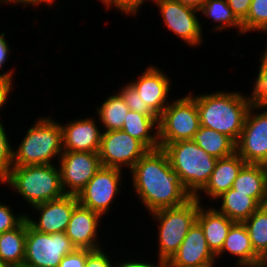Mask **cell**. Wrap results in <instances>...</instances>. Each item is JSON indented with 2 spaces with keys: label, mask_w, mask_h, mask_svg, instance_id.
Here are the masks:
<instances>
[{
  "label": "cell",
  "mask_w": 267,
  "mask_h": 267,
  "mask_svg": "<svg viewBox=\"0 0 267 267\" xmlns=\"http://www.w3.org/2000/svg\"><path fill=\"white\" fill-rule=\"evenodd\" d=\"M131 174L135 192L150 213L181 206L192 198L161 148L141 157L132 167Z\"/></svg>",
  "instance_id": "obj_1"
},
{
  "label": "cell",
  "mask_w": 267,
  "mask_h": 267,
  "mask_svg": "<svg viewBox=\"0 0 267 267\" xmlns=\"http://www.w3.org/2000/svg\"><path fill=\"white\" fill-rule=\"evenodd\" d=\"M191 97L196 101L200 126L223 133L235 143L238 141L252 105L248 97L239 92H218Z\"/></svg>",
  "instance_id": "obj_2"
},
{
  "label": "cell",
  "mask_w": 267,
  "mask_h": 267,
  "mask_svg": "<svg viewBox=\"0 0 267 267\" xmlns=\"http://www.w3.org/2000/svg\"><path fill=\"white\" fill-rule=\"evenodd\" d=\"M159 145L188 193L200 202L198 190L201 191L207 184L218 159L200 148L192 139Z\"/></svg>",
  "instance_id": "obj_3"
},
{
  "label": "cell",
  "mask_w": 267,
  "mask_h": 267,
  "mask_svg": "<svg viewBox=\"0 0 267 267\" xmlns=\"http://www.w3.org/2000/svg\"><path fill=\"white\" fill-rule=\"evenodd\" d=\"M20 193L31 206L62 198L60 169L52 164L12 166L1 181Z\"/></svg>",
  "instance_id": "obj_4"
},
{
  "label": "cell",
  "mask_w": 267,
  "mask_h": 267,
  "mask_svg": "<svg viewBox=\"0 0 267 267\" xmlns=\"http://www.w3.org/2000/svg\"><path fill=\"white\" fill-rule=\"evenodd\" d=\"M50 118H40L32 126L17 151H13V166L52 164L63 153L61 125Z\"/></svg>",
  "instance_id": "obj_5"
},
{
  "label": "cell",
  "mask_w": 267,
  "mask_h": 267,
  "mask_svg": "<svg viewBox=\"0 0 267 267\" xmlns=\"http://www.w3.org/2000/svg\"><path fill=\"white\" fill-rule=\"evenodd\" d=\"M200 202L192 197L178 207L151 212L159 223V259L167 262L178 250L189 229L197 222Z\"/></svg>",
  "instance_id": "obj_6"
},
{
  "label": "cell",
  "mask_w": 267,
  "mask_h": 267,
  "mask_svg": "<svg viewBox=\"0 0 267 267\" xmlns=\"http://www.w3.org/2000/svg\"><path fill=\"white\" fill-rule=\"evenodd\" d=\"M200 119L196 101L190 95L168 105L159 116V144L191 140L199 130Z\"/></svg>",
  "instance_id": "obj_7"
},
{
  "label": "cell",
  "mask_w": 267,
  "mask_h": 267,
  "mask_svg": "<svg viewBox=\"0 0 267 267\" xmlns=\"http://www.w3.org/2000/svg\"><path fill=\"white\" fill-rule=\"evenodd\" d=\"M66 232L41 233L27 221L25 239V267H58L62 258L76 250Z\"/></svg>",
  "instance_id": "obj_8"
},
{
  "label": "cell",
  "mask_w": 267,
  "mask_h": 267,
  "mask_svg": "<svg viewBox=\"0 0 267 267\" xmlns=\"http://www.w3.org/2000/svg\"><path fill=\"white\" fill-rule=\"evenodd\" d=\"M149 150L137 139L122 130L105 131L101 136L99 158L104 167L131 170Z\"/></svg>",
  "instance_id": "obj_9"
},
{
  "label": "cell",
  "mask_w": 267,
  "mask_h": 267,
  "mask_svg": "<svg viewBox=\"0 0 267 267\" xmlns=\"http://www.w3.org/2000/svg\"><path fill=\"white\" fill-rule=\"evenodd\" d=\"M59 156L60 167L57 168L65 195L77 196L102 166L98 153L63 151Z\"/></svg>",
  "instance_id": "obj_10"
},
{
  "label": "cell",
  "mask_w": 267,
  "mask_h": 267,
  "mask_svg": "<svg viewBox=\"0 0 267 267\" xmlns=\"http://www.w3.org/2000/svg\"><path fill=\"white\" fill-rule=\"evenodd\" d=\"M251 105L246 116L244 127L236 145V153L246 162L265 164L267 162V110L253 115Z\"/></svg>",
  "instance_id": "obj_11"
},
{
  "label": "cell",
  "mask_w": 267,
  "mask_h": 267,
  "mask_svg": "<svg viewBox=\"0 0 267 267\" xmlns=\"http://www.w3.org/2000/svg\"><path fill=\"white\" fill-rule=\"evenodd\" d=\"M120 179L121 169L101 166L77 195L79 204L102 216L109 210L114 196L120 191Z\"/></svg>",
  "instance_id": "obj_12"
},
{
  "label": "cell",
  "mask_w": 267,
  "mask_h": 267,
  "mask_svg": "<svg viewBox=\"0 0 267 267\" xmlns=\"http://www.w3.org/2000/svg\"><path fill=\"white\" fill-rule=\"evenodd\" d=\"M168 30L179 36L189 46L202 43V28L197 16V9L183 5L177 0H156ZM195 13V14H194Z\"/></svg>",
  "instance_id": "obj_13"
},
{
  "label": "cell",
  "mask_w": 267,
  "mask_h": 267,
  "mask_svg": "<svg viewBox=\"0 0 267 267\" xmlns=\"http://www.w3.org/2000/svg\"><path fill=\"white\" fill-rule=\"evenodd\" d=\"M169 80L158 68L149 67L139 76L138 81L130 83L143 102V114L152 117L157 123L168 106L166 100L170 89Z\"/></svg>",
  "instance_id": "obj_14"
},
{
  "label": "cell",
  "mask_w": 267,
  "mask_h": 267,
  "mask_svg": "<svg viewBox=\"0 0 267 267\" xmlns=\"http://www.w3.org/2000/svg\"><path fill=\"white\" fill-rule=\"evenodd\" d=\"M79 204L75 195H64L62 198L34 205V209L40 211L38 222L26 216L28 224L38 232L53 234L66 232L71 214Z\"/></svg>",
  "instance_id": "obj_15"
},
{
  "label": "cell",
  "mask_w": 267,
  "mask_h": 267,
  "mask_svg": "<svg viewBox=\"0 0 267 267\" xmlns=\"http://www.w3.org/2000/svg\"><path fill=\"white\" fill-rule=\"evenodd\" d=\"M216 256L209 249L203 229L196 222L166 267H202L214 264Z\"/></svg>",
  "instance_id": "obj_16"
},
{
  "label": "cell",
  "mask_w": 267,
  "mask_h": 267,
  "mask_svg": "<svg viewBox=\"0 0 267 267\" xmlns=\"http://www.w3.org/2000/svg\"><path fill=\"white\" fill-rule=\"evenodd\" d=\"M61 130L64 151L99 152L102 132L93 119L71 121Z\"/></svg>",
  "instance_id": "obj_17"
},
{
  "label": "cell",
  "mask_w": 267,
  "mask_h": 267,
  "mask_svg": "<svg viewBox=\"0 0 267 267\" xmlns=\"http://www.w3.org/2000/svg\"><path fill=\"white\" fill-rule=\"evenodd\" d=\"M101 215L78 204L70 217L66 235L78 249H99L96 242L97 226Z\"/></svg>",
  "instance_id": "obj_18"
},
{
  "label": "cell",
  "mask_w": 267,
  "mask_h": 267,
  "mask_svg": "<svg viewBox=\"0 0 267 267\" xmlns=\"http://www.w3.org/2000/svg\"><path fill=\"white\" fill-rule=\"evenodd\" d=\"M228 251L238 256L237 264L242 267H264L267 265L255 252L252 247L248 230L244 223L235 222L224 241L221 251L216 255Z\"/></svg>",
  "instance_id": "obj_19"
},
{
  "label": "cell",
  "mask_w": 267,
  "mask_h": 267,
  "mask_svg": "<svg viewBox=\"0 0 267 267\" xmlns=\"http://www.w3.org/2000/svg\"><path fill=\"white\" fill-rule=\"evenodd\" d=\"M245 164L246 162L236 152L218 159L207 184L201 191L204 190L211 198L217 199L223 192L232 188L234 180Z\"/></svg>",
  "instance_id": "obj_20"
},
{
  "label": "cell",
  "mask_w": 267,
  "mask_h": 267,
  "mask_svg": "<svg viewBox=\"0 0 267 267\" xmlns=\"http://www.w3.org/2000/svg\"><path fill=\"white\" fill-rule=\"evenodd\" d=\"M197 223L203 229L209 249L216 256L222 249L231 226L235 223L217 209L199 207Z\"/></svg>",
  "instance_id": "obj_21"
},
{
  "label": "cell",
  "mask_w": 267,
  "mask_h": 267,
  "mask_svg": "<svg viewBox=\"0 0 267 267\" xmlns=\"http://www.w3.org/2000/svg\"><path fill=\"white\" fill-rule=\"evenodd\" d=\"M232 188L253 197L261 206H264L267 203V181L264 165L246 163L234 180Z\"/></svg>",
  "instance_id": "obj_22"
},
{
  "label": "cell",
  "mask_w": 267,
  "mask_h": 267,
  "mask_svg": "<svg viewBox=\"0 0 267 267\" xmlns=\"http://www.w3.org/2000/svg\"><path fill=\"white\" fill-rule=\"evenodd\" d=\"M27 219L18 227L0 233V260L11 267H22L25 258Z\"/></svg>",
  "instance_id": "obj_23"
},
{
  "label": "cell",
  "mask_w": 267,
  "mask_h": 267,
  "mask_svg": "<svg viewBox=\"0 0 267 267\" xmlns=\"http://www.w3.org/2000/svg\"><path fill=\"white\" fill-rule=\"evenodd\" d=\"M217 198H222L221 209L217 211L234 222L243 223L261 206L253 197L233 188L223 192Z\"/></svg>",
  "instance_id": "obj_24"
},
{
  "label": "cell",
  "mask_w": 267,
  "mask_h": 267,
  "mask_svg": "<svg viewBox=\"0 0 267 267\" xmlns=\"http://www.w3.org/2000/svg\"><path fill=\"white\" fill-rule=\"evenodd\" d=\"M158 123L150 116L129 110L124 121L122 131L128 133L131 137L139 140L149 151L160 148L158 141V130L151 136L150 131Z\"/></svg>",
  "instance_id": "obj_25"
},
{
  "label": "cell",
  "mask_w": 267,
  "mask_h": 267,
  "mask_svg": "<svg viewBox=\"0 0 267 267\" xmlns=\"http://www.w3.org/2000/svg\"><path fill=\"white\" fill-rule=\"evenodd\" d=\"M192 140L211 156L220 159L236 152L235 142L227 135L213 129L200 126Z\"/></svg>",
  "instance_id": "obj_26"
},
{
  "label": "cell",
  "mask_w": 267,
  "mask_h": 267,
  "mask_svg": "<svg viewBox=\"0 0 267 267\" xmlns=\"http://www.w3.org/2000/svg\"><path fill=\"white\" fill-rule=\"evenodd\" d=\"M243 223L248 230L254 252L267 264V203L260 206Z\"/></svg>",
  "instance_id": "obj_27"
},
{
  "label": "cell",
  "mask_w": 267,
  "mask_h": 267,
  "mask_svg": "<svg viewBox=\"0 0 267 267\" xmlns=\"http://www.w3.org/2000/svg\"><path fill=\"white\" fill-rule=\"evenodd\" d=\"M129 107L119 93L110 95L97 109L99 119L105 125L106 131L121 130L127 118Z\"/></svg>",
  "instance_id": "obj_28"
},
{
  "label": "cell",
  "mask_w": 267,
  "mask_h": 267,
  "mask_svg": "<svg viewBox=\"0 0 267 267\" xmlns=\"http://www.w3.org/2000/svg\"><path fill=\"white\" fill-rule=\"evenodd\" d=\"M200 10L205 16L222 23L215 28L216 30L238 27V33H243L242 22L235 16L226 0H206Z\"/></svg>",
  "instance_id": "obj_29"
},
{
  "label": "cell",
  "mask_w": 267,
  "mask_h": 267,
  "mask_svg": "<svg viewBox=\"0 0 267 267\" xmlns=\"http://www.w3.org/2000/svg\"><path fill=\"white\" fill-rule=\"evenodd\" d=\"M243 33L252 30L267 32V0H252L247 17L242 21Z\"/></svg>",
  "instance_id": "obj_30"
},
{
  "label": "cell",
  "mask_w": 267,
  "mask_h": 267,
  "mask_svg": "<svg viewBox=\"0 0 267 267\" xmlns=\"http://www.w3.org/2000/svg\"><path fill=\"white\" fill-rule=\"evenodd\" d=\"M261 58L260 71L254 84L255 87L252 95L248 97L251 103L256 106V109L267 107V49Z\"/></svg>",
  "instance_id": "obj_31"
},
{
  "label": "cell",
  "mask_w": 267,
  "mask_h": 267,
  "mask_svg": "<svg viewBox=\"0 0 267 267\" xmlns=\"http://www.w3.org/2000/svg\"><path fill=\"white\" fill-rule=\"evenodd\" d=\"M7 138L6 131L0 122V182L13 166V150Z\"/></svg>",
  "instance_id": "obj_32"
},
{
  "label": "cell",
  "mask_w": 267,
  "mask_h": 267,
  "mask_svg": "<svg viewBox=\"0 0 267 267\" xmlns=\"http://www.w3.org/2000/svg\"><path fill=\"white\" fill-rule=\"evenodd\" d=\"M26 215H19L17 218L11 212L10 207L0 203V233L12 230L18 227L24 220Z\"/></svg>",
  "instance_id": "obj_33"
},
{
  "label": "cell",
  "mask_w": 267,
  "mask_h": 267,
  "mask_svg": "<svg viewBox=\"0 0 267 267\" xmlns=\"http://www.w3.org/2000/svg\"><path fill=\"white\" fill-rule=\"evenodd\" d=\"M119 94L124 99L125 104L130 110L143 114V102L131 84H128L122 88Z\"/></svg>",
  "instance_id": "obj_34"
},
{
  "label": "cell",
  "mask_w": 267,
  "mask_h": 267,
  "mask_svg": "<svg viewBox=\"0 0 267 267\" xmlns=\"http://www.w3.org/2000/svg\"><path fill=\"white\" fill-rule=\"evenodd\" d=\"M90 249H76L64 256L58 267H85L87 254Z\"/></svg>",
  "instance_id": "obj_35"
},
{
  "label": "cell",
  "mask_w": 267,
  "mask_h": 267,
  "mask_svg": "<svg viewBox=\"0 0 267 267\" xmlns=\"http://www.w3.org/2000/svg\"><path fill=\"white\" fill-rule=\"evenodd\" d=\"M108 258L100 248L91 250L87 254L85 267H113Z\"/></svg>",
  "instance_id": "obj_36"
},
{
  "label": "cell",
  "mask_w": 267,
  "mask_h": 267,
  "mask_svg": "<svg viewBox=\"0 0 267 267\" xmlns=\"http://www.w3.org/2000/svg\"><path fill=\"white\" fill-rule=\"evenodd\" d=\"M235 16L242 22L248 15L252 0H226Z\"/></svg>",
  "instance_id": "obj_37"
},
{
  "label": "cell",
  "mask_w": 267,
  "mask_h": 267,
  "mask_svg": "<svg viewBox=\"0 0 267 267\" xmlns=\"http://www.w3.org/2000/svg\"><path fill=\"white\" fill-rule=\"evenodd\" d=\"M12 75L11 71L0 74V108L6 103L8 94L11 91Z\"/></svg>",
  "instance_id": "obj_38"
},
{
  "label": "cell",
  "mask_w": 267,
  "mask_h": 267,
  "mask_svg": "<svg viewBox=\"0 0 267 267\" xmlns=\"http://www.w3.org/2000/svg\"><path fill=\"white\" fill-rule=\"evenodd\" d=\"M145 0H118V9L127 14H136Z\"/></svg>",
  "instance_id": "obj_39"
},
{
  "label": "cell",
  "mask_w": 267,
  "mask_h": 267,
  "mask_svg": "<svg viewBox=\"0 0 267 267\" xmlns=\"http://www.w3.org/2000/svg\"><path fill=\"white\" fill-rule=\"evenodd\" d=\"M10 48L7 41L5 40V33L0 34V70L2 69L3 64L8 58V53Z\"/></svg>",
  "instance_id": "obj_40"
},
{
  "label": "cell",
  "mask_w": 267,
  "mask_h": 267,
  "mask_svg": "<svg viewBox=\"0 0 267 267\" xmlns=\"http://www.w3.org/2000/svg\"><path fill=\"white\" fill-rule=\"evenodd\" d=\"M159 263H158V266H154L153 264H148V263H141L140 261L139 262H136V261H128V262H124V263H120L118 264L117 266H114V267H166V262H164L163 260H160L158 259Z\"/></svg>",
  "instance_id": "obj_41"
},
{
  "label": "cell",
  "mask_w": 267,
  "mask_h": 267,
  "mask_svg": "<svg viewBox=\"0 0 267 267\" xmlns=\"http://www.w3.org/2000/svg\"><path fill=\"white\" fill-rule=\"evenodd\" d=\"M1 2H12V3H22V5H26V4H32V5H37L39 3L45 2L47 5L51 4L54 0H0Z\"/></svg>",
  "instance_id": "obj_42"
},
{
  "label": "cell",
  "mask_w": 267,
  "mask_h": 267,
  "mask_svg": "<svg viewBox=\"0 0 267 267\" xmlns=\"http://www.w3.org/2000/svg\"><path fill=\"white\" fill-rule=\"evenodd\" d=\"M177 1H179L183 5L193 7L200 11L206 0H177Z\"/></svg>",
  "instance_id": "obj_43"
},
{
  "label": "cell",
  "mask_w": 267,
  "mask_h": 267,
  "mask_svg": "<svg viewBox=\"0 0 267 267\" xmlns=\"http://www.w3.org/2000/svg\"><path fill=\"white\" fill-rule=\"evenodd\" d=\"M101 1H102V3H104L106 6H108V8H109L110 5H113V6H115L116 8H118V0H101Z\"/></svg>",
  "instance_id": "obj_44"
},
{
  "label": "cell",
  "mask_w": 267,
  "mask_h": 267,
  "mask_svg": "<svg viewBox=\"0 0 267 267\" xmlns=\"http://www.w3.org/2000/svg\"><path fill=\"white\" fill-rule=\"evenodd\" d=\"M0 267H11L9 264L4 263L3 261L0 260Z\"/></svg>",
  "instance_id": "obj_45"
},
{
  "label": "cell",
  "mask_w": 267,
  "mask_h": 267,
  "mask_svg": "<svg viewBox=\"0 0 267 267\" xmlns=\"http://www.w3.org/2000/svg\"><path fill=\"white\" fill-rule=\"evenodd\" d=\"M265 170H266V181H267V162L264 164Z\"/></svg>",
  "instance_id": "obj_46"
},
{
  "label": "cell",
  "mask_w": 267,
  "mask_h": 267,
  "mask_svg": "<svg viewBox=\"0 0 267 267\" xmlns=\"http://www.w3.org/2000/svg\"><path fill=\"white\" fill-rule=\"evenodd\" d=\"M202 267H213V264H208V265H205V266H202Z\"/></svg>",
  "instance_id": "obj_47"
}]
</instances>
